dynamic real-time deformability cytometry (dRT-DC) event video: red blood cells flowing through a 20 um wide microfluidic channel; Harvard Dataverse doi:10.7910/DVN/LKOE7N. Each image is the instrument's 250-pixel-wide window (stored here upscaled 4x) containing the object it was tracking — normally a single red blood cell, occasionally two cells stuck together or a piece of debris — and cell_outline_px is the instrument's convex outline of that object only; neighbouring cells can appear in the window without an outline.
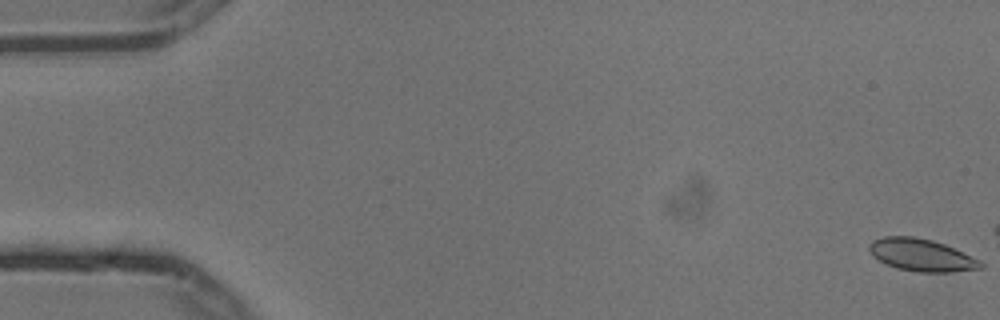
{"species": "common noctule bat (a hibernating species)", "species_latin": "Nyctalus noctula", "temperature_condition": "cold", "stored_images_in_passage": 4, "camera_frame_rate_fps": 3000, "um_per_image_px": 0.085, "animal": {"sex": "male", "body_mass_g": 13.3}, "frame": {"image": 1, "passage_image": 1, "time_ms": 0.0, "image_size_px": [1000, 320], "cell_outline_px": [[984, 268], [952, 272], [916, 272], [896, 268], [872, 256], [868, 248], [868, 244], [872, 240], [884, 236], [912, 236], [932, 240], [944, 244], [980, 260], [984, 264]], "centroid_in_image_um": [78.31, 21.68], "position_along_channel_um": 6.7, "area_um2": 21.04}}